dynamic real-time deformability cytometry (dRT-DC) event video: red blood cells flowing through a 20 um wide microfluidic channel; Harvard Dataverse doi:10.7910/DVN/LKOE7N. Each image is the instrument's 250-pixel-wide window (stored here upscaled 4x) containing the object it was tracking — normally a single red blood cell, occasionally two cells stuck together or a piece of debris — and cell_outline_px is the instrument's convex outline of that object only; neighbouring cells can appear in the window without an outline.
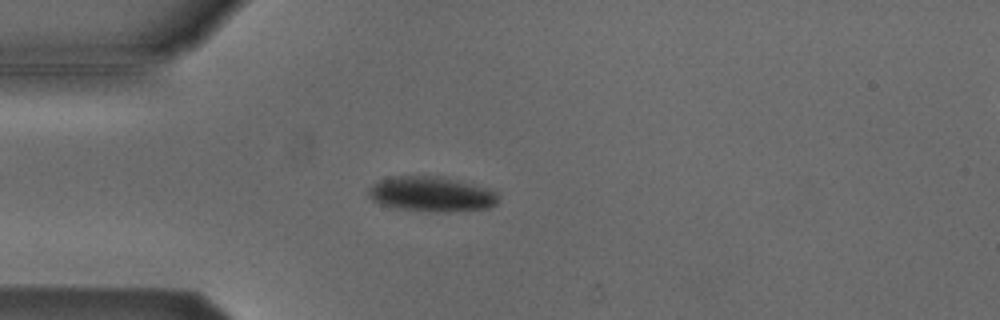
{"species": "Egyptian fruit bat (a non-hibernating species)", "species_latin": "Rousettus aegyptiacus", "temperature_condition": "cold", "stored_images_in_passage": 48, "camera_frame_rate_fps": 3000, "um_per_image_px": 0.085, "animal": {"sex": "male"}, "frame": {"image": 1, "passage_image": 9, "time_ms": 2.667, "image_size_px": [1000, 320], "cell_outline_px": [[500, 196], [496, 204], [488, 208], [444, 212], [428, 212], [392, 208], [380, 204], [372, 200], [368, 196], [368, 188], [380, 180], [392, 176], [444, 176], [460, 180], [488, 188], [496, 192]], "centroid_in_image_um": [36.67, 16.5], "position_along_channel_um": 48.3, "area_um2": 26.93}}
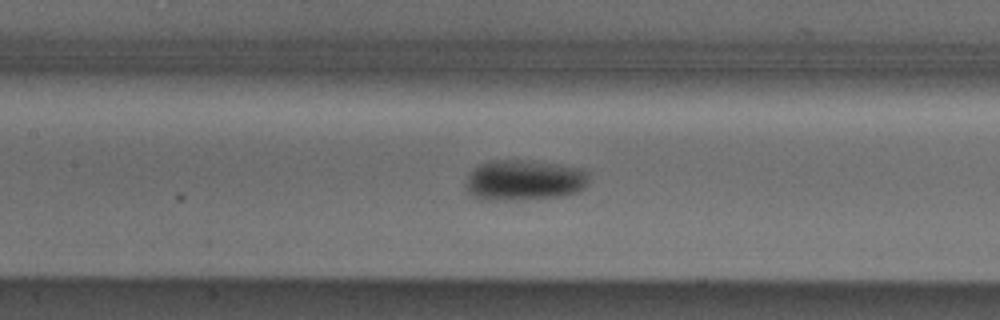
{"frame": {"image": 2, "passage_image": 19, "time_ms": 6.0, "image_size_px": [1000, 320], "cell_outline_px": [[588, 184], [584, 188], [576, 192], [564, 196], [508, 200], [484, 200], [472, 196], [468, 192], [468, 176], [472, 168], [480, 164], [492, 160], [524, 160], [560, 164], [584, 168], [588, 172]], "centroid_in_image_um": [44.59, 15.3], "position_along_channel_um": 162.8, "area_um2": 29.3}}
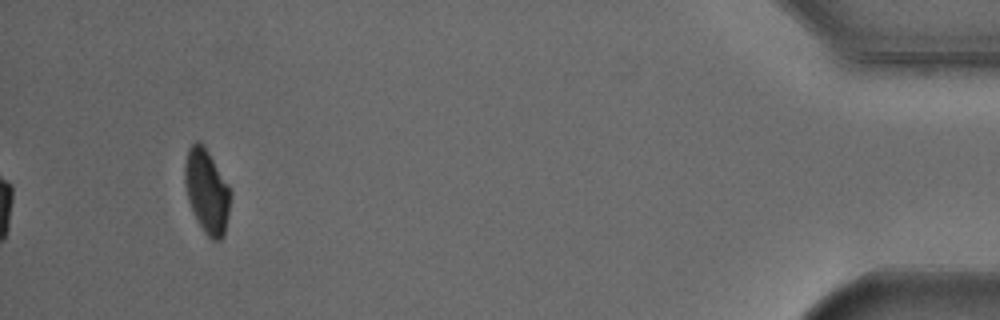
{"frame": {"image": 3, "passage_image": 45, "time_ms": 14.667, "image_size_px": [1000, 320], "cell_outline_px": [[232, 192], [224, 236], [220, 240], [212, 240], [204, 232], [196, 220], [188, 200], [184, 184], [184, 164], [188, 148], [196, 140], [200, 140], [208, 152], [228, 184]], "centroid_in_image_um": [17.57, 16.25], "position_along_channel_um": 417.6, "area_um2": 22.48}, "authors_computed_cell_mechanics": {"area_um2": 25.6632, "velocity_mm_per_s": 3.8254, "shape_relaxation_time_tau1_ms": 3.3703, "shape_relaxation_time_tau2_ms": null, "deformation_change_tau1": 0.1043, "deformation_change_tau2": null}}